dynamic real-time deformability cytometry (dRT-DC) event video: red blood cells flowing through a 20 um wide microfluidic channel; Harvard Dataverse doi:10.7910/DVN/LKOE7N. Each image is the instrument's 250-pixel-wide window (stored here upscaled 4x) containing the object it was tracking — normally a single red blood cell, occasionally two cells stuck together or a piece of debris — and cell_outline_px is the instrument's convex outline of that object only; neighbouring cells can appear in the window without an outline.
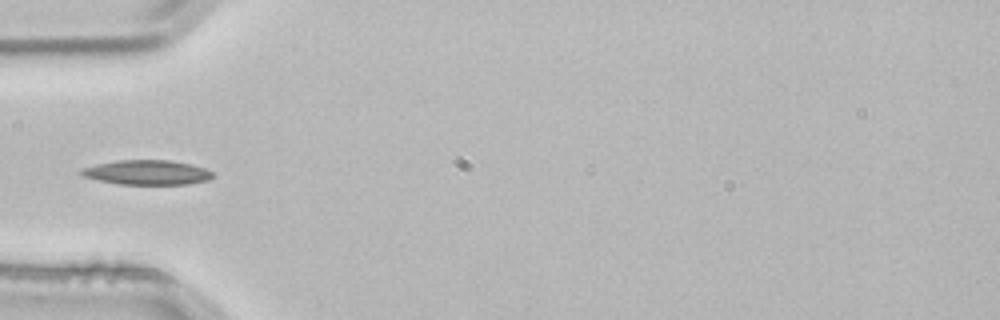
{"species": "common noctule bat (a hibernating species)", "species_latin": "Nyctalus noctula", "temperature_condition": "room temperature", "stored_images_in_passage": 2, "camera_frame_rate_fps": 3000, "um_per_image_px": 0.085, "animal": {"sex": "male", "body_mass_g": 21.5, "forearm_length_mm": 52.0}, "frame": {"image": 1, "passage_image": 2, "time_ms": 0.333, "image_size_px": [1000, 320], "cell_outline_px": [[216, 176], [208, 180], [188, 184], [120, 184], [100, 180], [84, 176], [80, 172], [80, 168], [96, 164], [116, 160], [172, 160], [192, 164], [204, 168], [212, 172]], "centroid_in_image_um": [12.53, 14.64], "position_along_channel_um": 72.5, "area_um2": 18.9}}